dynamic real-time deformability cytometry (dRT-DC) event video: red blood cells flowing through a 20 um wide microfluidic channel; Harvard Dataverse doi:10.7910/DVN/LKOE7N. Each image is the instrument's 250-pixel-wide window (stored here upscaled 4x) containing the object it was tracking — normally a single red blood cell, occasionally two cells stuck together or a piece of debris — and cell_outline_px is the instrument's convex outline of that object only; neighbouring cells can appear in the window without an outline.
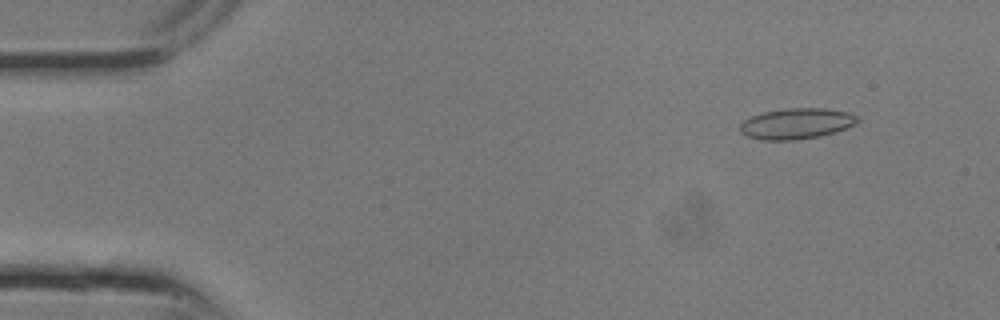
{"species": "common noctule bat (a hibernating species)", "species_latin": "Nyctalus noctula", "temperature_condition": "room temperature", "stored_images_in_passage": 8, "camera_frame_rate_fps": 3000, "um_per_image_px": 0.085, "animal": {"sex": "male", "body_mass_g": 13.3}, "frame": {"image": 1, "passage_image": 3, "time_ms": 0.667, "image_size_px": [1000, 320], "cell_outline_px": [[860, 120], [856, 124], [820, 136], [796, 140], [764, 140], [748, 136], [740, 132], [740, 124], [744, 120], [752, 116], [764, 112], [788, 108], [824, 108], [848, 112], [860, 116]], "centroid_in_image_um": [67.72, 10.5], "position_along_channel_um": 17.3, "area_um2": 20.98}}
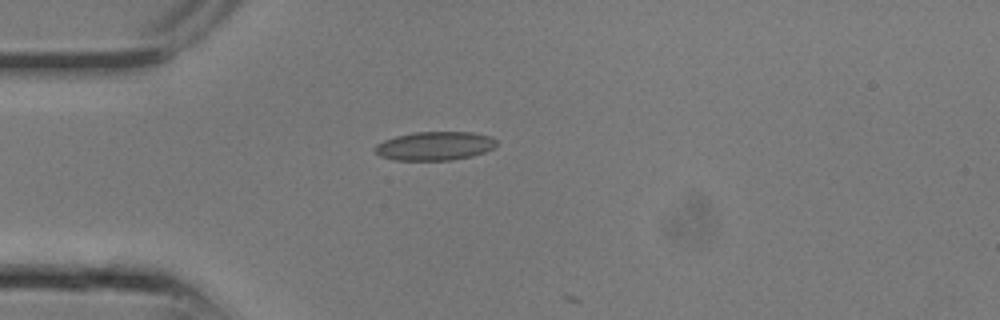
{"frame": {"image": 2, "passage_image": 7, "time_ms": 2.0, "image_size_px": [1000, 320], "cell_outline_px": [[496, 144], [492, 148], [484, 152], [472, 156], [452, 160], [396, 160], [380, 156], [372, 148], [376, 144], [384, 140], [396, 136], [412, 132], [472, 132], [492, 136], [496, 140]], "centroid_in_image_um": [36.94, 12.4], "position_along_channel_um": 48.1, "area_um2": 20.4}}